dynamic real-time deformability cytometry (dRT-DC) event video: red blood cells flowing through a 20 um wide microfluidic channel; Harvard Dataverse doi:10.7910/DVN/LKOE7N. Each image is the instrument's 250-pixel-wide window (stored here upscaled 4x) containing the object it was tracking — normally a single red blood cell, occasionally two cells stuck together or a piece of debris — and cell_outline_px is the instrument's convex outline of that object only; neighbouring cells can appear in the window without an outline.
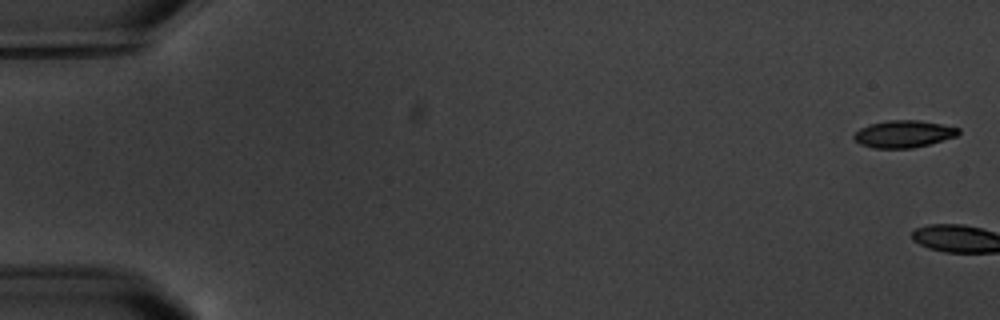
{"species": "common noctule bat (a hibernating species)", "species_latin": "Nyctalus noctula", "temperature_condition": "warm", "stored_images_in_passage": 7, "camera_frame_rate_fps": 3000, "um_per_image_px": 0.085, "animal": {"sex": "male", "body_mass_g": 20.1, "forearm_length_mm": 53.5}, "frame": {"image": 1, "passage_image": 1, "time_ms": 0.0, "image_size_px": [1000, 320], "cell_outline_px": [[960, 132], [956, 136], [928, 144], [912, 148], [872, 148], [860, 144], [852, 136], [860, 128], [868, 124], [888, 120], [920, 120], [960, 128]], "centroid_in_image_um": [76.78, 11.38], "position_along_channel_um": 8.2, "area_um2": 16.47}}